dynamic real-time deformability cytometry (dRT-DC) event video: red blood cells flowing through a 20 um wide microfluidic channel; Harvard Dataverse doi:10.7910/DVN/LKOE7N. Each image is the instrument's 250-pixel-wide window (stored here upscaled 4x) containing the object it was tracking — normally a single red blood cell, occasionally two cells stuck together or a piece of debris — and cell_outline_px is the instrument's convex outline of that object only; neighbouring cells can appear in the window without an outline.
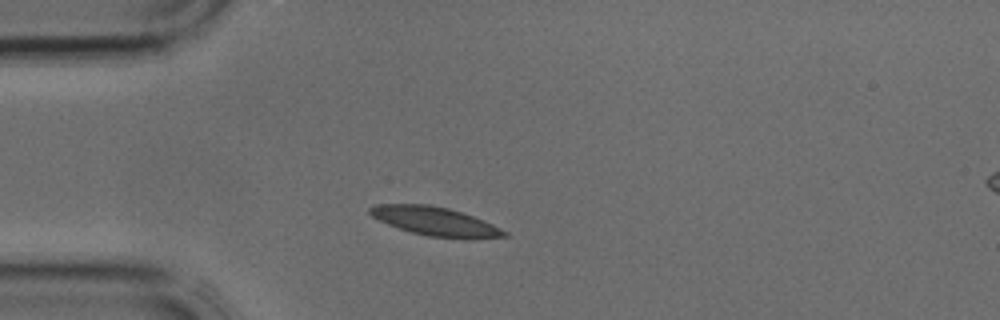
{"species": "common noctule bat (a hibernating species)", "species_latin": "Nyctalus noctula", "temperature_condition": "cold", "stored_images_in_passage": 31, "camera_frame_rate_fps": 3000, "um_per_image_px": 0.085, "animal": {"sex": "male", "body_mass_g": 17.9, "forearm_length_mm": 54.2}, "frame": {"image": 1, "passage_image": 1, "time_ms": 0.0, "image_size_px": [1000, 320], "cell_outline_px": [[508, 236], [464, 240], [428, 236], [412, 232], [388, 224], [372, 216], [368, 212], [368, 208], [376, 204], [428, 204], [448, 208], [472, 216], [492, 224], [508, 232]], "centroid_in_image_um": [37.01, 18.83], "position_along_channel_um": 48.0, "area_um2": 22.54}}
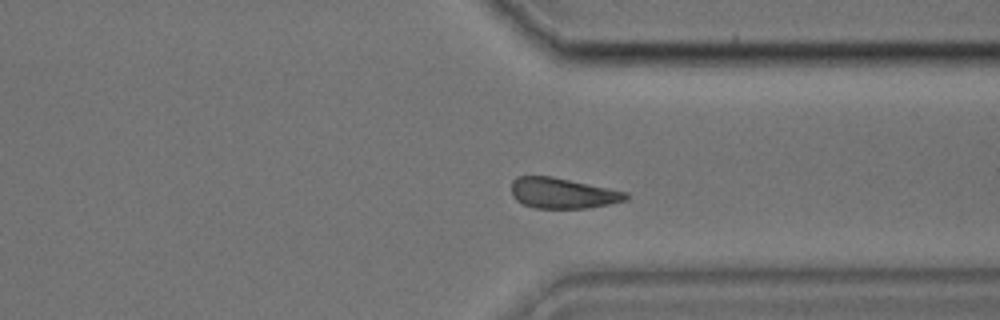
{"frame": {"image": 2, "passage_image": 21, "time_ms": 6.667, "image_size_px": [1000, 320], "cell_outline_px": [[628, 196], [624, 200], [608, 204], [588, 208], [536, 208], [524, 204], [516, 200], [512, 196], [512, 180], [516, 176], [552, 176], [628, 192]], "centroid_in_image_um": [47.79, 16.41], "position_along_channel_um": 363.6, "area_um2": 20.29}}
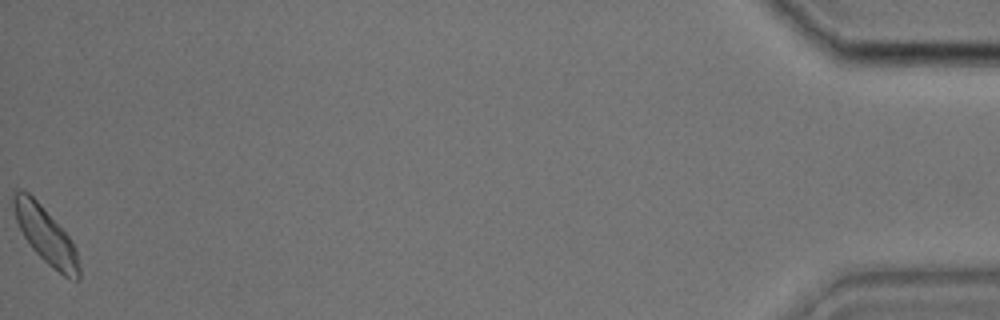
{"frame": {"image": 3, "passage_image": 31, "time_ms": 10.0, "image_size_px": [1000, 320], "cell_outline_px": [[80, 280], [76, 280], [64, 276], [48, 264], [32, 248], [24, 236], [16, 220], [12, 204], [12, 192], [16, 188], [20, 188], [28, 192], [40, 204], [72, 240], [76, 248], [80, 268]], "centroid_in_image_um": [3.87, 19.97], "position_along_channel_um": 431.3, "area_um2": 21.39}}